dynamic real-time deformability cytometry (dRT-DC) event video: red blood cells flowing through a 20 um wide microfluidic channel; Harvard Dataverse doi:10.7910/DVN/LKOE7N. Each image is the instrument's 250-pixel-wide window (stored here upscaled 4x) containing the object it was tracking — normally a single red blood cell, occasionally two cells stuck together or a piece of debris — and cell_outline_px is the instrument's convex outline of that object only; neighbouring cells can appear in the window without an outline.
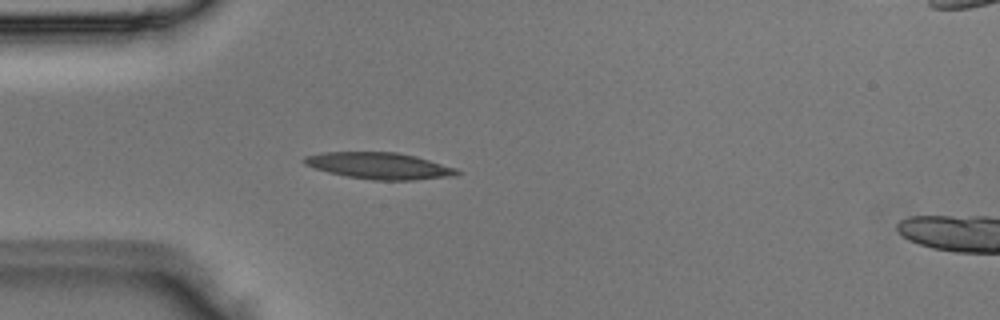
{"species": "Egyptian fruit bat (a non-hibernating species)", "species_latin": "Rousettus aegyptiacus", "temperature_condition": "room temperature", "stored_images_in_passage": 2, "camera_frame_rate_fps": 3000, "um_per_image_px": 0.085, "animal": {"sex": "male"}, "frame": {"image": 1, "passage_image": 2, "time_ms": 0.333, "image_size_px": [1000, 320], "cell_outline_px": [[464, 172], [456, 176], [412, 180], [372, 180], [348, 176], [328, 172], [304, 164], [300, 160], [304, 156], [324, 152], [396, 152], [416, 156], [456, 168]], "centroid_in_image_um": [32.26, 14.09], "position_along_channel_um": 52.7, "area_um2": 23.7}}